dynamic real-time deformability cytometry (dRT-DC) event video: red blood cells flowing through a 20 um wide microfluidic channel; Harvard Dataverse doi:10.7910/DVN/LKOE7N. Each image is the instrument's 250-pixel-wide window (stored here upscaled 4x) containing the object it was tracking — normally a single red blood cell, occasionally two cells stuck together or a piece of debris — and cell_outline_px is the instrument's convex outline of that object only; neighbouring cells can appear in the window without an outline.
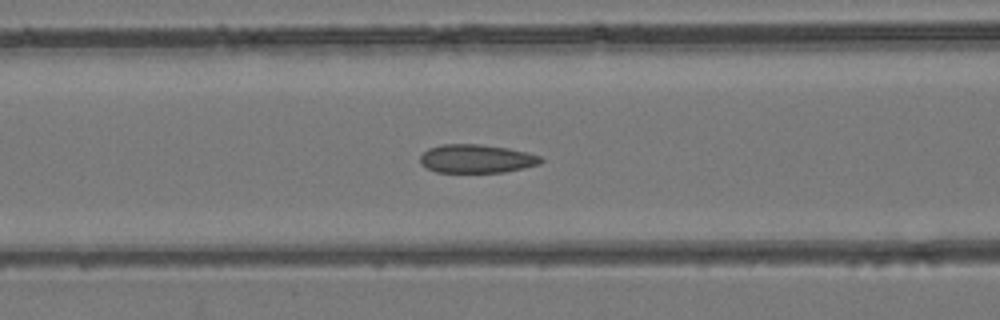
{"species": "common noctule bat (a hibernating species)", "species_latin": "Nyctalus noctula", "temperature_condition": "room temperature", "stored_images_in_passage": 36, "camera_frame_rate_fps": 3000, "um_per_image_px": 0.085, "animal": {"sex": "female", "body_mass_g": 24.6, "forearm_length_mm": 56.2}, "frame": {"image": 1, "passage_image": 8, "time_ms": 2.333, "image_size_px": [1000, 320], "cell_outline_px": [[544, 160], [540, 164], [524, 168], [504, 172], [436, 172], [420, 164], [420, 156], [428, 148], [444, 144], [480, 144], [508, 148], [528, 152], [540, 156]], "centroid_in_image_um": [40.52, 13.49], "position_along_channel_um": 126.1, "area_um2": 20.11}}
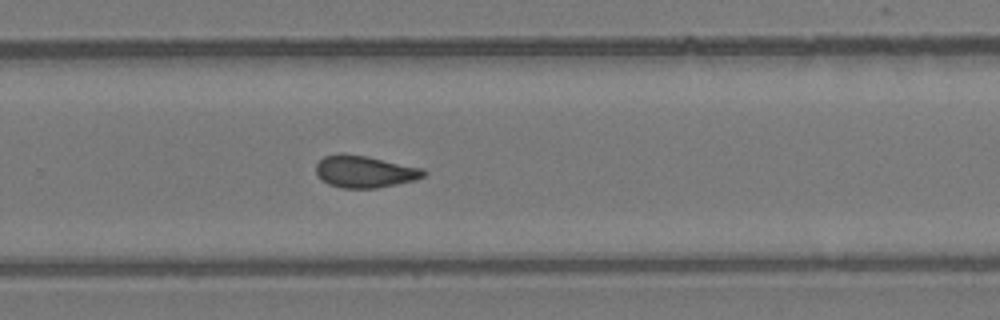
{"frame": {"image": 2, "passage_image": 20, "time_ms": 6.333, "image_size_px": [1000, 320], "cell_outline_px": [[428, 172], [424, 176], [416, 180], [376, 188], [340, 188], [328, 184], [316, 172], [316, 164], [324, 156], [340, 152], [344, 152], [424, 168]], "centroid_in_image_um": [31.01, 14.58], "position_along_channel_um": 298.8, "area_um2": 20.11}}
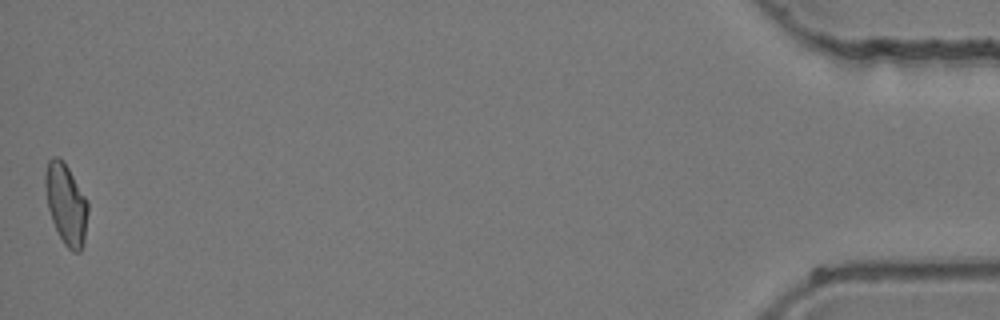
{"frame": {"image": 3, "passage_image": 36, "time_ms": 11.667, "image_size_px": [1000, 320], "cell_outline_px": [[88, 212], [84, 240], [80, 252], [72, 252], [64, 244], [52, 220], [48, 208], [44, 184], [44, 172], [48, 160], [52, 156], [60, 156], [64, 160], [88, 200]], "centroid_in_image_um": [5.61, 17.28], "position_along_channel_um": 429.6, "area_um2": 20.35}}